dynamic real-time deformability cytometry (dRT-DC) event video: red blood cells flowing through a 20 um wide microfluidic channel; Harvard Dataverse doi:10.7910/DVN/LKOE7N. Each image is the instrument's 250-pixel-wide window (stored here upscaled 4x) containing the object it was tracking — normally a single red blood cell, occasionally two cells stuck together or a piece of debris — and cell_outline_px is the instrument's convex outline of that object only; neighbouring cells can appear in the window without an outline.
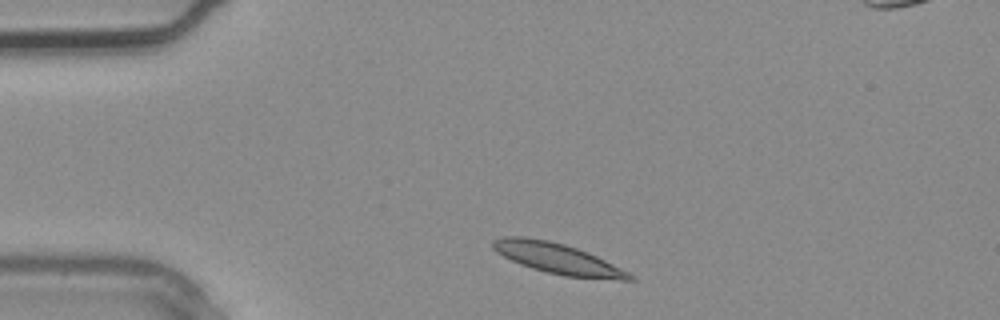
{"species": "common noctule bat (a hibernating species)", "species_latin": "Nyctalus noctula", "temperature_condition": "warm", "stored_images_in_passage": 2, "camera_frame_rate_fps": 3000, "um_per_image_px": 0.085, "animal": {"sex": "male", "body_mass_g": 20.4}, "frame": {"image": 1, "passage_image": 1, "time_ms": 0.0, "image_size_px": [1000, 320], "cell_outline_px": [[636, 280], [620, 280], [564, 276], [532, 268], [520, 264], [496, 252], [492, 248], [492, 240], [504, 236], [524, 236], [548, 240], [564, 244], [588, 252], [636, 276]], "centroid_in_image_um": [47.39, 21.97], "position_along_channel_um": 37.6, "area_um2": 24.22}}